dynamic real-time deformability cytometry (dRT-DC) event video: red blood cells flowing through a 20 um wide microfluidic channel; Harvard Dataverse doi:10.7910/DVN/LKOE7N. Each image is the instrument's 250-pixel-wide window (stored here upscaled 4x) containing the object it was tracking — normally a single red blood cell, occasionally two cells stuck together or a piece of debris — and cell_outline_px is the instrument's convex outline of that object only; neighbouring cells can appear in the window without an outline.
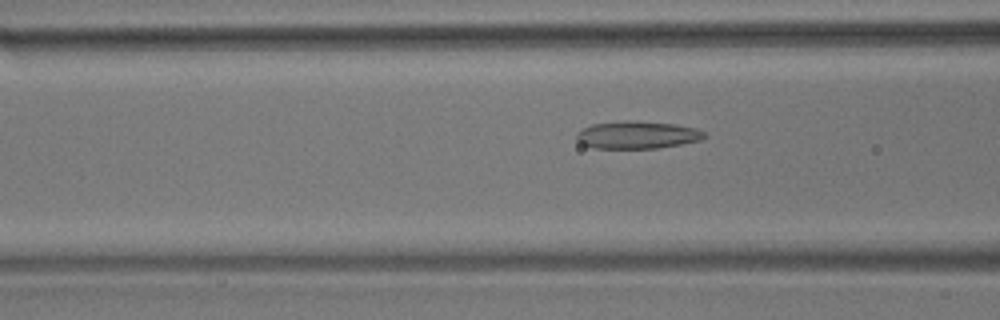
{"species": "common noctule bat (a hibernating species)", "species_latin": "Nyctalus noctula", "temperature_condition": "room temperature", "stored_images_in_passage": 56, "camera_frame_rate_fps": 3000, "um_per_image_px": 0.085, "animal": {"sex": "male", "body_mass_g": 17.9}, "frame": {"image": 1, "passage_image": 21, "time_ms": 6.667, "image_size_px": [1000, 320], "cell_outline_px": [[708, 136], [700, 140], [660, 148], [592, 148], [580, 144], [576, 140], [576, 132], [592, 124], [628, 120], [676, 124], [696, 128], [704, 132]], "centroid_in_image_um": [54.15, 11.47], "position_along_channel_um": 112.5, "area_um2": 20.63}}
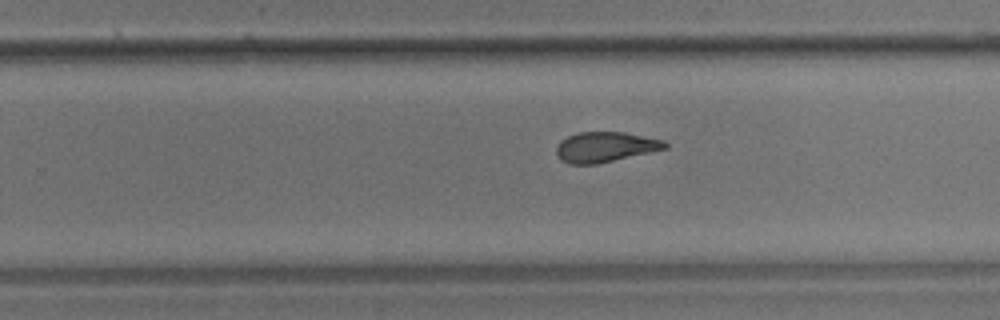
{"frame": {"image": 2, "passage_image": 35, "time_ms": 11.333, "image_size_px": [1000, 320], "cell_outline_px": [[668, 148], [596, 164], [568, 164], [560, 160], [556, 152], [556, 148], [560, 140], [576, 132], [624, 132], [664, 140], [668, 144]], "centroid_in_image_um": [51.42, 12.49], "position_along_channel_um": 278.4, "area_um2": 19.13}}
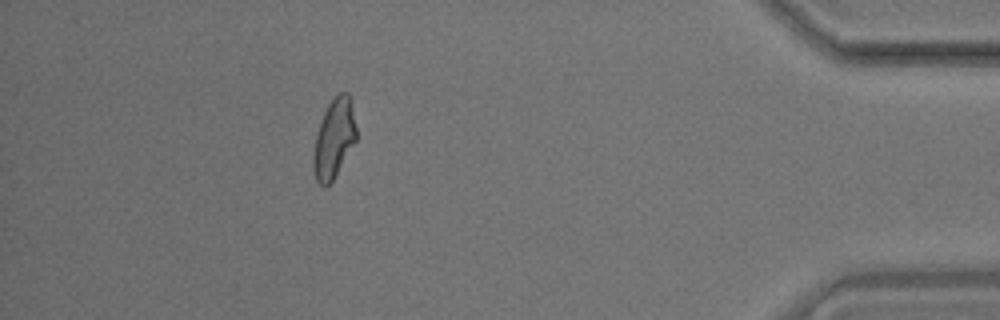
{"frame": {"image": 3, "passage_image": 50, "time_ms": 16.333, "image_size_px": [1000, 320], "cell_outline_px": [[356, 140], [332, 180], [324, 188], [316, 180], [312, 164], [312, 156], [316, 132], [324, 112], [328, 104], [340, 92], [348, 92], [352, 100], [356, 128]], "centroid_in_image_um": [28.38, 11.75], "position_along_channel_um": 406.8, "area_um2": 19.77}, "authors_computed_cell_mechanics": {"area_um2": 20.2011, "velocity_mm_per_s": 3.5588, "shape_relaxation_time_tau1_ms": null, "shape_relaxation_time_tau2_ms": 1.2005, "deformation_change_tau1": null, "deformation_change_tau2": 0.0728}}